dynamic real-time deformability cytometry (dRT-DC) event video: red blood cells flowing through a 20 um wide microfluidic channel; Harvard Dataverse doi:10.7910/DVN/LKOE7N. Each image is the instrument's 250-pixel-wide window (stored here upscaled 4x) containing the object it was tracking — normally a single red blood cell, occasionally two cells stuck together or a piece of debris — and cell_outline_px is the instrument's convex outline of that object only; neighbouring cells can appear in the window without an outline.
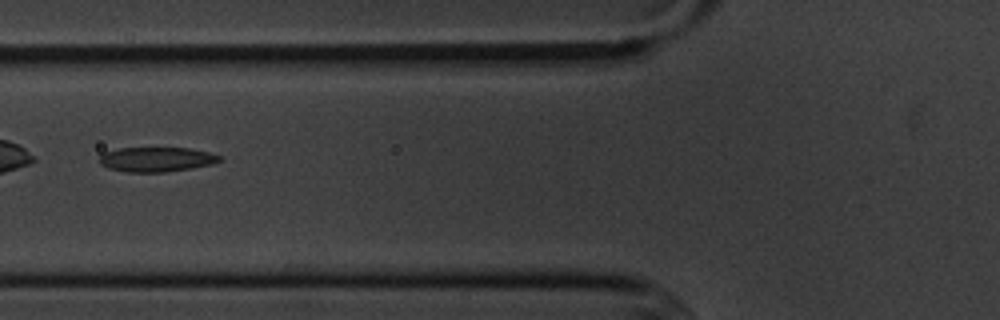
{"species": "common noctule bat (a hibernating species)", "species_latin": "Nyctalus noctula", "temperature_condition": "cold", "stored_images_in_passage": 4, "camera_frame_rate_fps": 3000, "um_per_image_px": 0.085, "animal": {"sex": "male", "body_mass_g": 20.1, "forearm_length_mm": 53.5}, "frame": {"image": 1, "passage_image": 2, "time_ms": 1.333, "image_size_px": [1000, 320], "cell_outline_px": [[224, 156], [220, 160], [212, 164], [192, 168], [164, 172], [128, 172], [108, 168], [100, 164], [100, 156], [104, 152], [120, 148], [188, 148], [208, 152]], "centroid_in_image_um": [13.31, 13.55], "position_along_channel_um": 112.5, "area_um2": 17.22}}
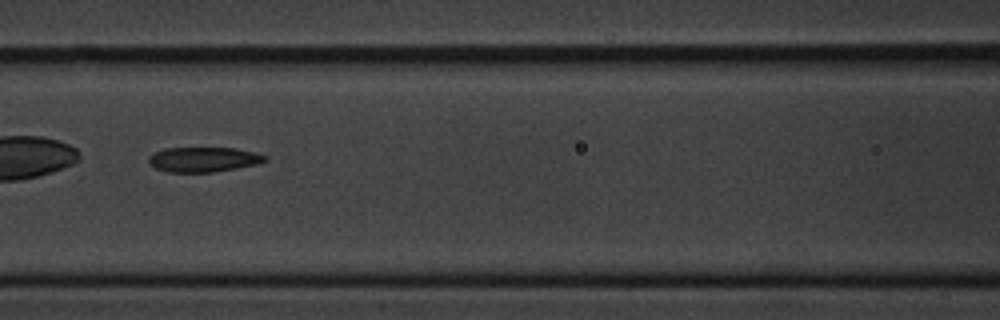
{"frame": {"image": 2, "passage_image": 3, "time_ms": 2.333, "image_size_px": [1000, 320], "cell_outline_px": [[268, 160], [256, 164], [236, 168], [212, 172], [168, 172], [156, 168], [148, 164], [148, 156], [152, 152], [164, 148], [236, 148], [256, 152], [268, 156]], "centroid_in_image_um": [17.27, 13.54], "position_along_channel_um": 149.3, "area_um2": 17.05}}
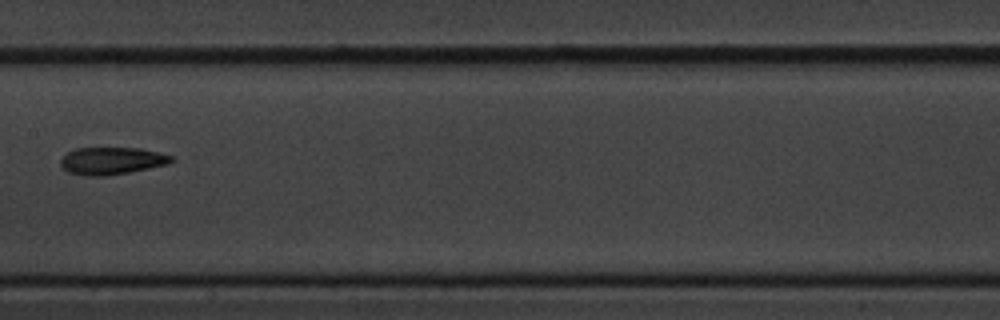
{"frame": {"image": 3, "passage_image": 4, "time_ms": 3.667, "image_size_px": [1000, 320], "cell_outline_px": [[176, 160], [168, 164], [128, 172], [104, 176], [88, 176], [68, 172], [60, 164], [60, 160], [68, 152], [76, 148], [140, 148], [172, 156]], "centroid_in_image_um": [9.5, 13.67], "position_along_channel_um": 197.9, "area_um2": 17.46}}